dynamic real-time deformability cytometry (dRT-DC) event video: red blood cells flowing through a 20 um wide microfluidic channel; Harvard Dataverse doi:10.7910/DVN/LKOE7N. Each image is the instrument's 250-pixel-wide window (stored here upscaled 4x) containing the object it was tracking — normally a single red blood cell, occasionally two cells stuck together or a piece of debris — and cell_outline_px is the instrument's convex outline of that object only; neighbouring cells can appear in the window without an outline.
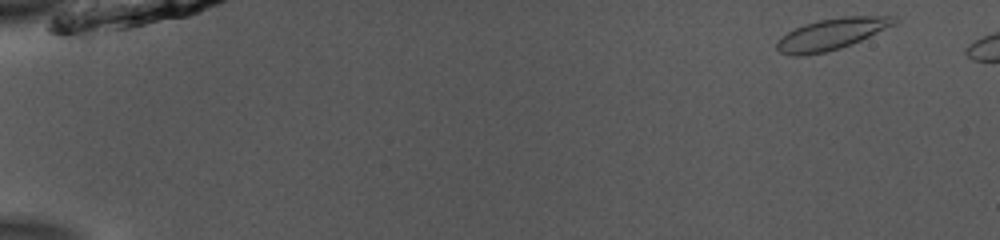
{"species": "common noctule bat (a hibernating species)", "species_latin": "Nyctalus noctula", "temperature_condition": "room temperature", "stored_images_in_passage": 48, "camera_frame_rate_fps": 3000, "um_per_image_px": 0.085, "animal": {"sex": "male", "body_mass_g": 13.0, "forearm_length_mm": 53.1}, "frame": {"image": 1, "passage_image": 1, "time_ms": 0.0, "image_size_px": [1000, 240], "cell_outline_px": [[900, 20], [896, 24], [852, 44], [828, 52], [804, 56], [792, 56], [780, 52], [776, 48], [776, 40], [788, 32], [804, 24], [820, 20], [840, 16], [896, 16]], "centroid_in_image_um": [70.69, 2.9], "position_along_channel_um": 14.3, "area_um2": 21.62}}
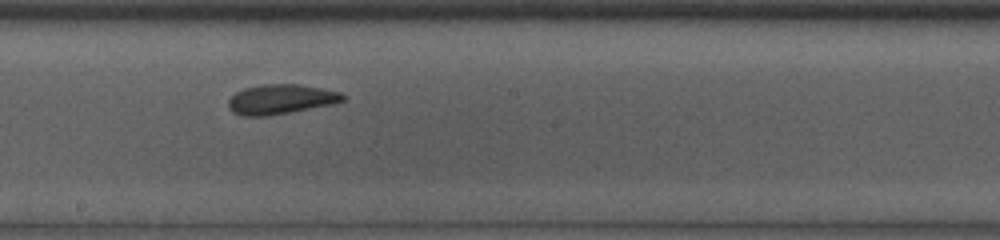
{"frame": {"image": 2, "passage_image": 28, "time_ms": 9.0, "image_size_px": [1000, 240], "cell_outline_px": [[348, 96], [344, 100], [328, 104], [268, 116], [244, 116], [232, 112], [228, 108], [228, 100], [236, 92], [244, 88], [264, 84], [300, 84], [340, 92]], "centroid_in_image_um": [23.82, 8.43], "position_along_channel_um": 224.4, "area_um2": 19.59}}
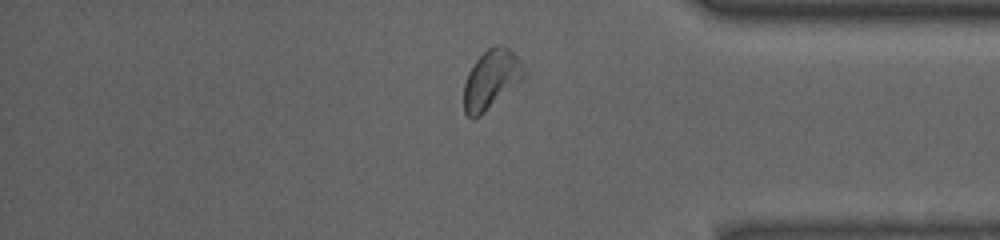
{"frame": {"image": 3, "passage_image": 42, "time_ms": 13.667, "image_size_px": [1000, 240], "cell_outline_px": [[524, 76], [520, 80], [480, 116], [472, 120], [464, 112], [464, 84], [468, 72], [476, 60], [488, 48], [496, 44], [500, 44], [508, 48], [520, 60], [524, 72]], "centroid_in_image_um": [41.7, 6.75], "position_along_channel_um": 393.5, "area_um2": 20.17}}